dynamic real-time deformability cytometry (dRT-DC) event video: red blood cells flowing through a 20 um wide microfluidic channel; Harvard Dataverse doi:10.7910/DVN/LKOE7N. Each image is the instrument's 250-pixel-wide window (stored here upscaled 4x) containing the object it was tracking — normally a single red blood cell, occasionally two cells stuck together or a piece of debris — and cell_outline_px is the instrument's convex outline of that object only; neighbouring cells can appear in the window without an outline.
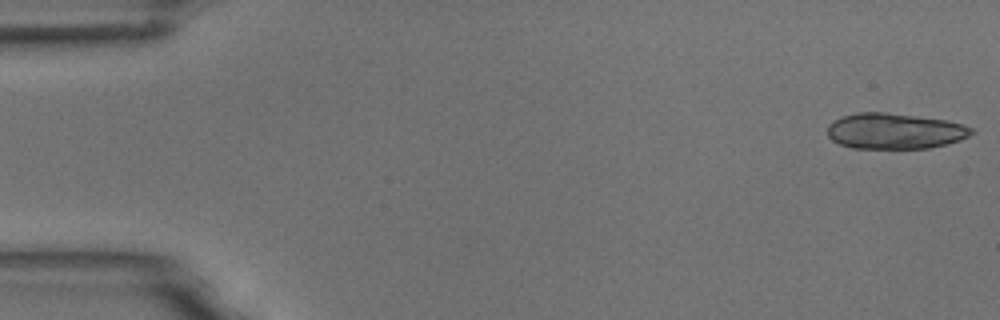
{"species": "common noctule bat (a hibernating species)", "species_latin": "Nyctalus noctula", "temperature_condition": "room temperature", "stored_images_in_passage": 54, "segment_of_instrument_passage": [1, 2], "camera_frame_rate_fps": 3000, "um_per_image_px": 0.085, "animal": {"sex": "male", "body_mass_g": 18.8}, "frame": {"image": 1, "passage_image": 1, "time_ms": 0.0, "image_size_px": [1000, 320], "cell_outline_px": [[976, 132], [960, 140], [928, 148], [852, 148], [840, 144], [832, 140], [828, 136], [828, 124], [844, 116], [856, 112], [884, 112], [916, 116], [944, 120], [964, 124], [972, 128]], "centroid_in_image_um": [76.06, 11.14], "position_along_channel_um": 8.9, "area_um2": 29.82}}